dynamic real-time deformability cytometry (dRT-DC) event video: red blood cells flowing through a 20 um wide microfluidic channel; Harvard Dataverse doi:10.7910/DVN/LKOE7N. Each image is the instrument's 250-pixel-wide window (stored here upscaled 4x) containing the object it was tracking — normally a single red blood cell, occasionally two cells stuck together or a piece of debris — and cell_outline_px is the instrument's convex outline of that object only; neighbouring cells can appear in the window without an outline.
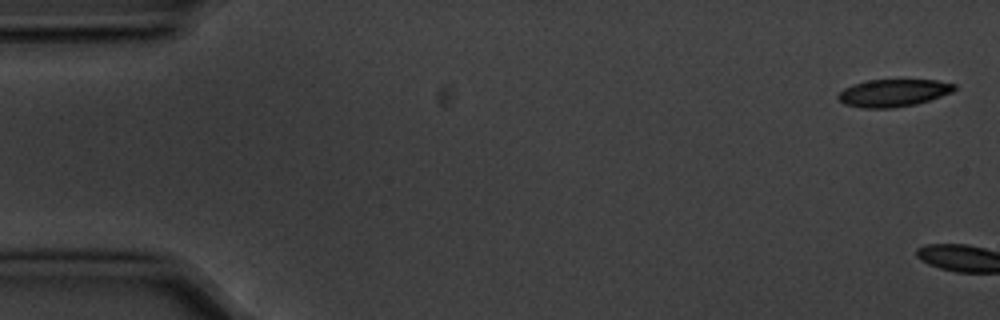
{"species": "common noctule bat (a hibernating species)", "species_latin": "Nyctalus noctula", "temperature_condition": "cold", "stored_images_in_passage": 5, "camera_frame_rate_fps": 3000, "um_per_image_px": 0.085, "animal": {"sex": "male", "body_mass_g": 20.1, "forearm_length_mm": 53.5}, "frame": {"image": 1, "passage_image": 1, "time_ms": 0.0, "image_size_px": [1000, 320], "cell_outline_px": [[956, 88], [952, 92], [916, 104], [892, 108], [864, 108], [844, 104], [836, 96], [844, 88], [852, 84], [868, 80], [936, 80], [956, 84]], "centroid_in_image_um": [75.91, 7.89], "position_along_channel_um": 9.1, "area_um2": 18.5}}